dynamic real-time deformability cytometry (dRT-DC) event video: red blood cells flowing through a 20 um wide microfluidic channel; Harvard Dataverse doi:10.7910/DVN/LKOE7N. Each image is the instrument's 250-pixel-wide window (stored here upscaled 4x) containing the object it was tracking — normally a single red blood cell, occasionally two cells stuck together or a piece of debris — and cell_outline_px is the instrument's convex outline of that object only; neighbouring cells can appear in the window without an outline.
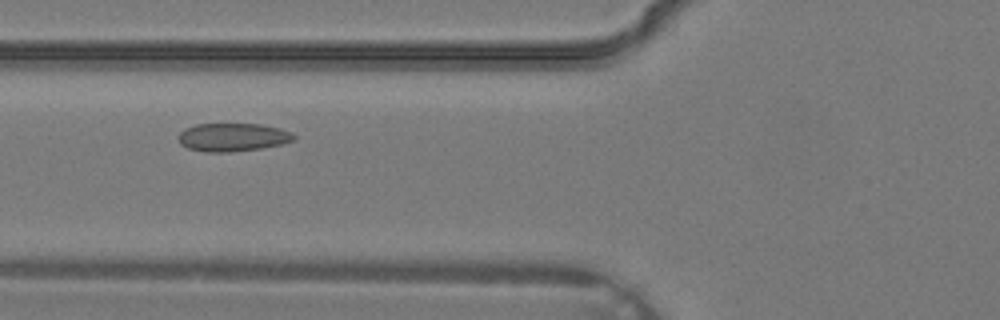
{"species": "common noctule bat (a hibernating species)", "species_latin": "Nyctalus noctula", "temperature_condition": "warm", "stored_images_in_passage": 33, "camera_frame_rate_fps": 3000, "um_per_image_px": 0.085, "animal": {"sex": "male", "body_mass_g": 19.2, "forearm_length_mm": 51.8}, "frame": {"image": 1, "passage_image": 11, "time_ms": 3.333, "image_size_px": [1000, 320], "cell_outline_px": [[296, 140], [284, 144], [260, 148], [228, 152], [204, 152], [188, 148], [180, 144], [176, 136], [184, 128], [196, 124], [260, 124], [280, 128], [292, 132], [296, 136]], "centroid_in_image_um": [19.78, 11.66], "position_along_channel_um": 106.0, "area_um2": 19.25}}
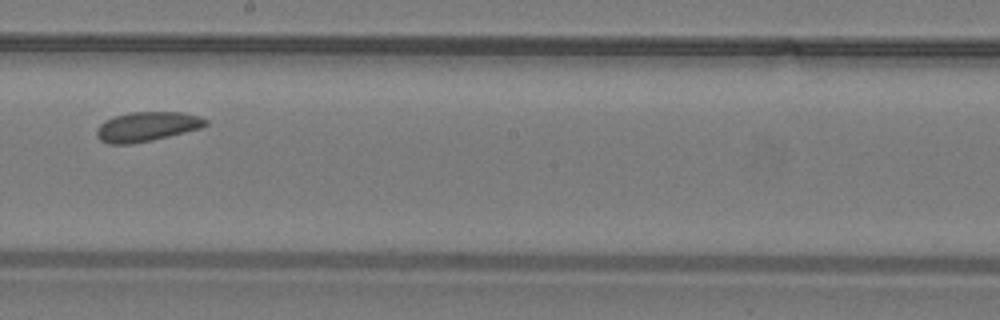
{"frame": {"image": 2, "passage_image": 18, "time_ms": 5.667, "image_size_px": [1000, 320], "cell_outline_px": [[208, 124], [200, 128], [152, 140], [132, 144], [108, 144], [100, 140], [96, 136], [96, 128], [104, 120], [116, 116], [132, 112], [184, 112], [200, 116], [208, 120]], "centroid_in_image_um": [12.47, 10.76], "position_along_channel_um": 235.7, "area_um2": 18.79}}
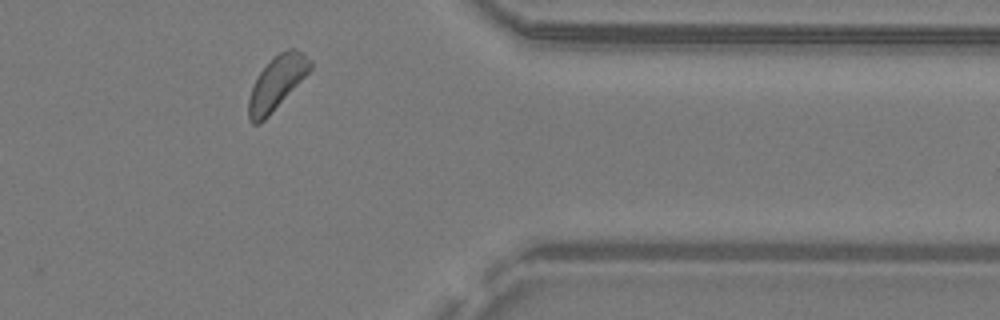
{"frame": {"image": 3, "passage_image": 27, "time_ms": 8.667, "image_size_px": [1000, 320], "cell_outline_px": [[312, 68], [268, 116], [260, 124], [252, 124], [248, 120], [248, 100], [252, 88], [260, 72], [280, 52], [288, 48], [292, 48], [304, 52], [312, 60]], "centroid_in_image_um": [23.53, 7.05], "position_along_channel_um": 387.9, "area_um2": 18.73}}